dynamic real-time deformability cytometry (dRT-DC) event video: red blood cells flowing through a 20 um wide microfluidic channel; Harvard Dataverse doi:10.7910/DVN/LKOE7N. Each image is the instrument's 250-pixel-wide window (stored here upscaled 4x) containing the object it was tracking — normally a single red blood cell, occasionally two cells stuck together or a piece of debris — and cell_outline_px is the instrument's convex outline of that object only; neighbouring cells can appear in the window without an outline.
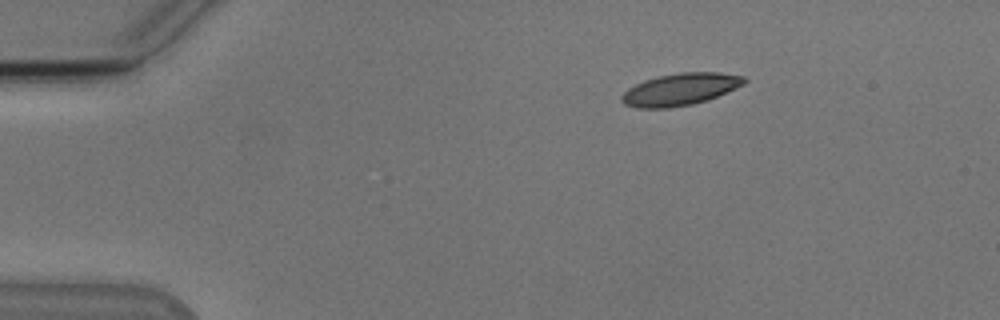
{"species": "Egyptian fruit bat (a non-hibernating species)", "species_latin": "Rousettus aegyptiacus", "temperature_condition": "cold", "stored_images_in_passage": 3, "camera_frame_rate_fps": 3000, "um_per_image_px": 0.085, "animal": {"sex": "male"}, "frame": {"image": 1, "passage_image": 1, "time_ms": 0.0, "image_size_px": [1000, 320], "cell_outline_px": [[748, 80], [744, 84], [736, 88], [716, 96], [692, 104], [668, 108], [636, 108], [624, 104], [620, 100], [620, 96], [628, 88], [644, 80], [660, 76], [680, 72], [720, 72], [744, 76]], "centroid_in_image_um": [57.8, 7.59], "position_along_channel_um": 27.2, "area_um2": 22.83}}